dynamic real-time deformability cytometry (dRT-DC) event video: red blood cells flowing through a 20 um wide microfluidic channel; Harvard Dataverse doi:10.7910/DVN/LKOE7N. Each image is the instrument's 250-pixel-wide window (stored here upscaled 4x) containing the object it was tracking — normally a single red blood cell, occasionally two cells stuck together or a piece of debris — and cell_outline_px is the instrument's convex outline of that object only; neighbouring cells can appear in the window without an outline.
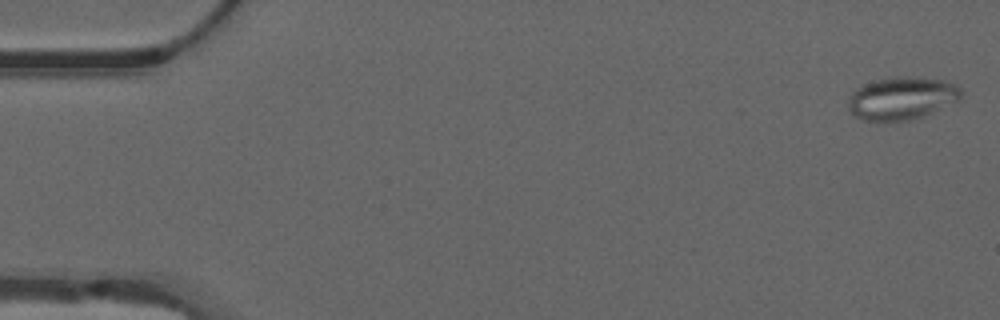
{"species": "common noctule bat (a hibernating species)", "species_latin": "Nyctalus noctula", "temperature_condition": "warm", "stored_images_in_passage": 55, "camera_frame_rate_fps": 3000, "um_per_image_px": 0.085, "animal": {"sex": "male", "forearm_length_mm": 52.5}, "frame": {"image": 1, "passage_image": 1, "time_ms": 0.0, "image_size_px": [1000, 320], "cell_outline_px": [[964, 92], [960, 100], [924, 116], [908, 120], [864, 120], [856, 116], [848, 108], [848, 96], [856, 88], [872, 80], [896, 76], [908, 76], [944, 80], [956, 84]], "centroid_in_image_um": [76.68, 8.33], "position_along_channel_um": 8.3, "area_um2": 28.32}}
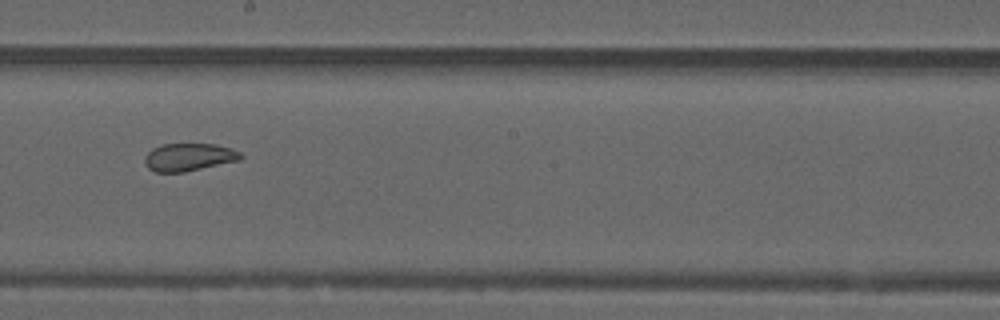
{"frame": {"image": 2, "passage_image": 30, "time_ms": 9.667, "image_size_px": [1000, 320], "cell_outline_px": [[244, 156], [240, 160], [184, 172], [156, 172], [148, 168], [144, 164], [144, 160], [148, 152], [152, 148], [160, 144], [216, 144], [232, 148], [240, 152]], "centroid_in_image_um": [16.06, 13.35], "position_along_channel_um": 232.1, "area_um2": 15.61}}
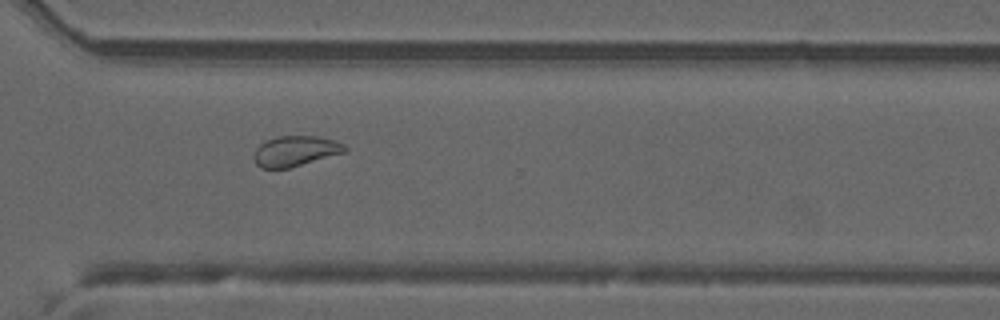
{"frame": {"image": 3, "passage_image": 39, "time_ms": 12.667, "image_size_px": [1000, 320], "cell_outline_px": [[348, 152], [288, 168], [260, 168], [256, 164], [252, 156], [256, 148], [260, 144], [276, 136], [316, 136], [336, 140], [344, 144], [348, 148]], "centroid_in_image_um": [25.13, 12.84], "position_along_channel_um": 345.5, "area_um2": 16.3}, "authors_computed_cell_mechanics": {"area_um2": 16.2996, "velocity_mm_per_s": 3.7815, "shape_relaxation_time_tau1_ms": null, "shape_relaxation_time_tau2_ms": 1.6317, "deformation_change_tau1": null, "deformation_change_tau2": 0.0687}}